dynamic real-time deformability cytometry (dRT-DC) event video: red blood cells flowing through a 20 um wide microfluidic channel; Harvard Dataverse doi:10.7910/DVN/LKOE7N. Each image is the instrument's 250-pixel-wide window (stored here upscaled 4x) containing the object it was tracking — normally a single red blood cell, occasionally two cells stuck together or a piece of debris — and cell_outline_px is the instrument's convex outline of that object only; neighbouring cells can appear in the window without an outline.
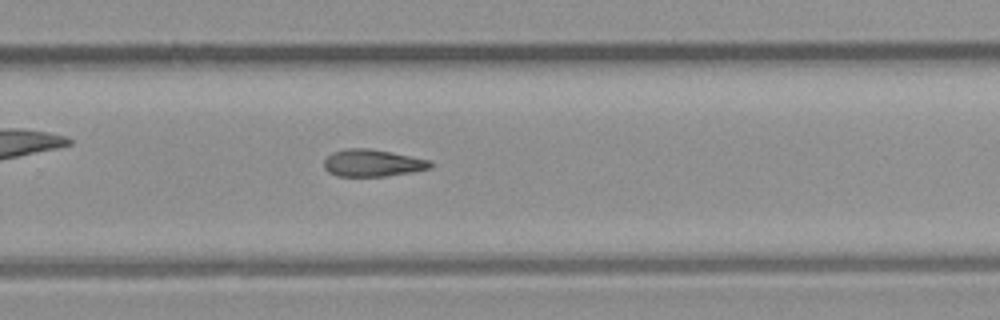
{"species": "common noctule bat (a hibernating species)", "species_latin": "Nyctalus noctula", "temperature_condition": "room temperature", "stored_images_in_passage": 13, "camera_frame_rate_fps": 3000, "um_per_image_px": 0.085, "animal": {"sex": "male", "body_mass_g": 23.1, "forearm_length_mm": 52.7}, "frame": {"image": 1, "passage_image": 13, "time_ms": 4.0, "image_size_px": [1000, 320], "cell_outline_px": [[432, 168], [412, 172], [388, 176], [340, 176], [328, 172], [324, 168], [324, 160], [332, 152], [344, 148], [368, 148], [412, 156], [432, 160]], "centroid_in_image_um": [31.68, 13.85], "position_along_channel_um": 298.1, "area_um2": 16.94}}